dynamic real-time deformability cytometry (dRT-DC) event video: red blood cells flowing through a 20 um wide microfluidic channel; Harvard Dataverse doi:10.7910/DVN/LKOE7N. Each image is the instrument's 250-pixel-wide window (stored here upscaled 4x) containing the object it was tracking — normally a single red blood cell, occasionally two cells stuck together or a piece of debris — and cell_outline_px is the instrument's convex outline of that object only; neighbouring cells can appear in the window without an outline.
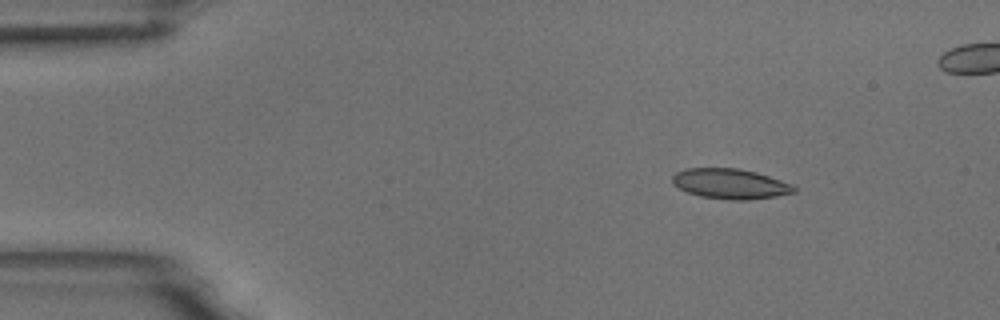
{"species": "common noctule bat (a hibernating species)", "species_latin": "Nyctalus noctula", "temperature_condition": "room temperature", "stored_images_in_passage": 8, "camera_frame_rate_fps": 3000, "um_per_image_px": 0.085, "animal": {"sex": "male", "body_mass_g": 18.8}, "frame": {"image": 1, "passage_image": 2, "time_ms": 0.333, "image_size_px": [1000, 320], "cell_outline_px": [[796, 192], [776, 196], [748, 200], [728, 200], [700, 196], [688, 192], [672, 184], [672, 176], [676, 172], [684, 168], [740, 168], [756, 172], [792, 184], [796, 188]], "centroid_in_image_um": [62.06, 15.62], "position_along_channel_um": 22.9, "area_um2": 21.44}}